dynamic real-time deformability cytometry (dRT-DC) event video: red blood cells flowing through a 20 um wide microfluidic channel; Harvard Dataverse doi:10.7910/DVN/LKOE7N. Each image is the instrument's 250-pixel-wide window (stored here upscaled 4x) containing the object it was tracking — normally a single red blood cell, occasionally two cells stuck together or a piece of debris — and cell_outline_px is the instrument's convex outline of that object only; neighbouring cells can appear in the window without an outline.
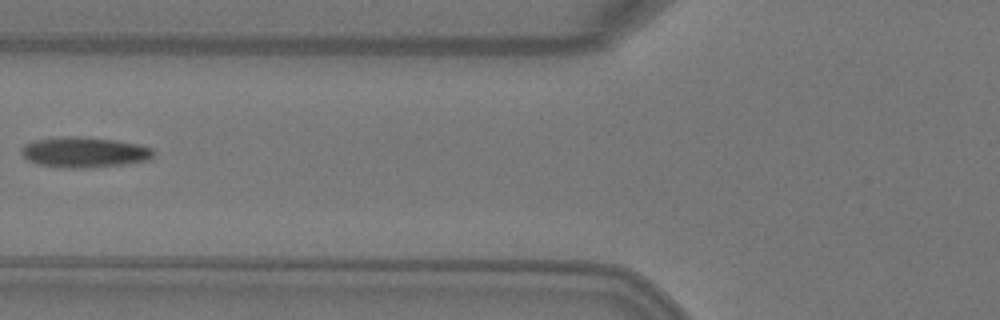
{"species": "Egyptian fruit bat (a non-hibernating species)", "species_latin": "Rousettus aegyptiacus", "temperature_condition": "warm", "stored_images_in_passage": 6, "camera_frame_rate_fps": 3000, "um_per_image_px": 0.085, "animal": {"sex": "female"}, "frame": {"image": 1, "passage_image": 6, "time_ms": 1.667, "image_size_px": [1000, 320], "cell_outline_px": [[152, 156], [148, 160], [124, 164], [80, 168], [64, 168], [36, 164], [28, 160], [20, 152], [20, 148], [24, 144], [32, 140], [64, 136], [84, 136], [116, 140], [136, 144], [152, 148]], "centroid_in_image_um": [7.09, 12.93], "position_along_channel_um": 118.7, "area_um2": 23.52}}